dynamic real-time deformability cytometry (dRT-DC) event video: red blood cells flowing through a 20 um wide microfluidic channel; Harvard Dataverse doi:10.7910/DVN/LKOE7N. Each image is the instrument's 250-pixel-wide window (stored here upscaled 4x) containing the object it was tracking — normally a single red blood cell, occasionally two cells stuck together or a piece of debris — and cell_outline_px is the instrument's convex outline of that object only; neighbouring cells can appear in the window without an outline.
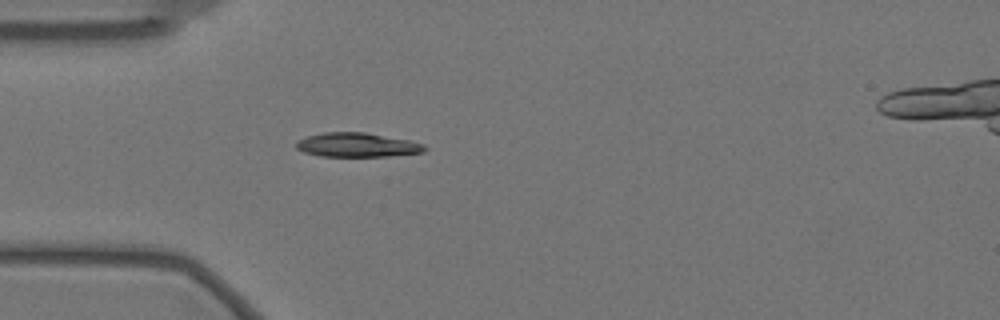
{"species": "Egyptian fruit bat (a non-hibernating species)", "species_latin": "Rousettus aegyptiacus", "temperature_condition": "warm", "stored_images_in_passage": 42, "camera_frame_rate_fps": 3000, "um_per_image_px": 0.085, "animal": {"sex": "female"}, "frame": {"image": 1, "passage_image": 1, "time_ms": 0.0, "image_size_px": [1000, 320], "cell_outline_px": [[428, 148], [424, 152], [388, 156], [320, 156], [304, 152], [296, 148], [296, 144], [300, 140], [308, 136], [324, 132], [364, 132], [408, 140], [424, 144]], "centroid_in_image_um": [30.38, 12.32], "position_along_channel_um": 54.6, "area_um2": 17.92}}
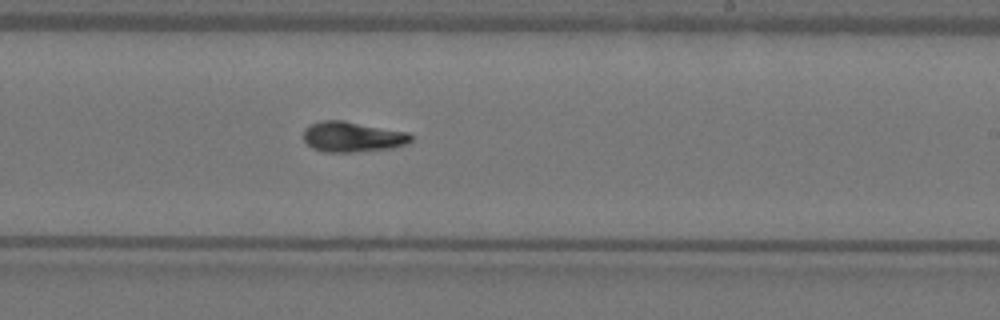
{"frame": {"image": 2, "passage_image": 19, "time_ms": 6.0, "image_size_px": [1000, 320], "cell_outline_px": [[412, 140], [404, 144], [392, 148], [352, 152], [324, 152], [312, 148], [304, 140], [304, 128], [320, 120], [344, 120], [408, 132], [412, 136]], "centroid_in_image_um": [29.94, 11.62], "position_along_channel_um": 259.1, "area_um2": 19.02}}
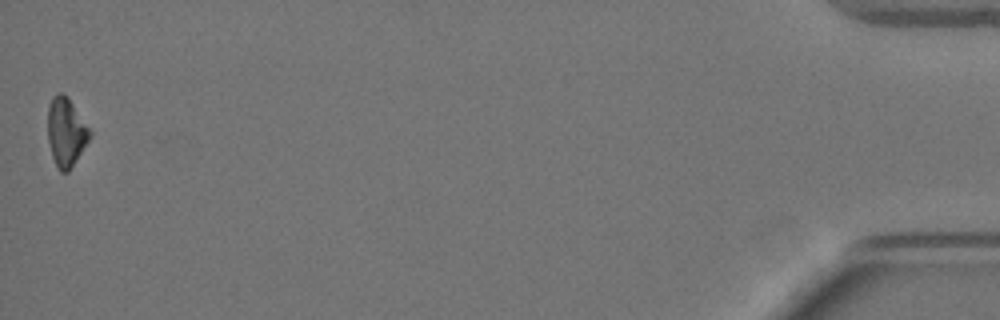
{"frame": {"image": 3, "passage_image": 42, "time_ms": 13.667, "image_size_px": [1000, 320], "cell_outline_px": [[92, 136], [68, 172], [60, 172], [52, 156], [48, 140], [48, 104], [52, 96], [56, 92], [60, 92], [68, 96], [92, 132]], "centroid_in_image_um": [5.61, 11.19], "position_along_channel_um": 429.6, "area_um2": 16.94}, "authors_computed_cell_mechanics": {"area_um2": 18.3226, "velocity_mm_per_s": 3.4939, "shape_relaxation_time_tau1_ms": 4.6658, "shape_relaxation_time_tau2_ms": 10.4188, "deformation_change_tau1": 0.1785, "deformation_change_tau2": 0.1035}}